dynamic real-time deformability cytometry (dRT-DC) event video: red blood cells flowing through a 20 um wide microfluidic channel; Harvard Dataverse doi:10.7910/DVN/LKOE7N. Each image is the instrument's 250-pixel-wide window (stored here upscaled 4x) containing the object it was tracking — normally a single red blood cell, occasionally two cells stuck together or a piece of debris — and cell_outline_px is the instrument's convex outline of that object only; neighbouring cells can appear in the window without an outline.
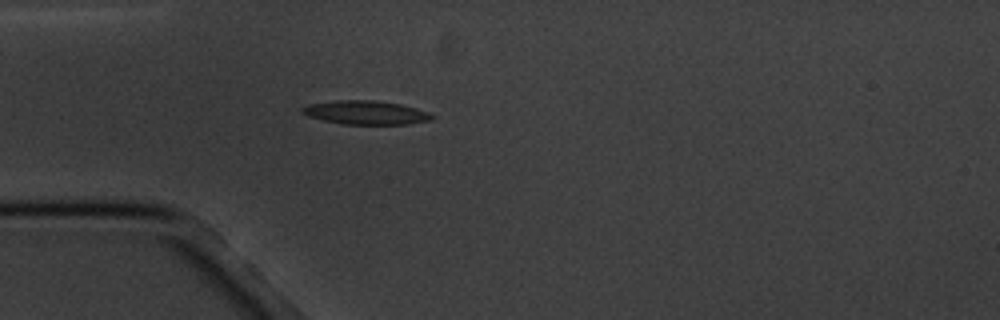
{"species": "common noctule bat (a hibernating species)", "species_latin": "Nyctalus noctula", "temperature_condition": "cold", "stored_images_in_passage": 5, "camera_frame_rate_fps": 3000, "um_per_image_px": 0.085, "animal": {"sex": "male", "body_mass_g": 20.1, "forearm_length_mm": 53.5}, "frame": {"image": 1, "passage_image": 5, "time_ms": 4.667, "image_size_px": [1000, 320], "cell_outline_px": [[436, 116], [432, 120], [408, 124], [340, 124], [308, 116], [300, 112], [300, 108], [308, 104], [336, 100], [376, 100], [400, 104], [416, 108], [428, 112]], "centroid_in_image_um": [31.09, 9.56], "position_along_channel_um": 53.9, "area_um2": 18.09}}